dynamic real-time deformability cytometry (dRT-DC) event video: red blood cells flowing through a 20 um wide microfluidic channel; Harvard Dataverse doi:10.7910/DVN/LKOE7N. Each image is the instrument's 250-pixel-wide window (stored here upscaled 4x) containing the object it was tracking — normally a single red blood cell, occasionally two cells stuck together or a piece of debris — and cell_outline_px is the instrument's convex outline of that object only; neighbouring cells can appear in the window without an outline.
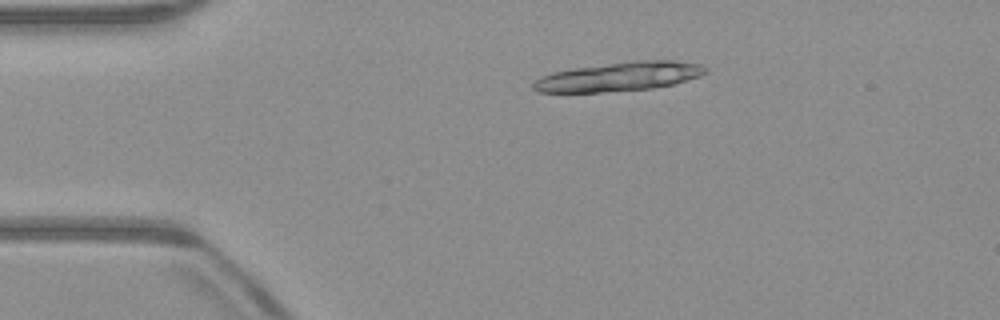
{"species": "common noctule bat (a hibernating species)", "species_latin": "Nyctalus noctula", "temperature_condition": "warm", "stored_images_in_passage": 11, "camera_frame_rate_fps": 3000, "um_per_image_px": 0.085, "animal": {"sex": "male", "body_mass_g": 23.1, "forearm_length_mm": 52.7}, "frame": {"image": 1, "passage_image": 2, "time_ms": 0.333, "image_size_px": [1000, 320], "cell_outline_px": [[708, 72], [700, 76], [672, 84], [652, 88], [600, 92], [536, 92], [532, 88], [532, 84], [536, 80], [552, 72], [572, 68], [636, 60], [672, 60], [700, 64], [708, 68]], "centroid_in_image_um": [52.63, 6.5], "position_along_channel_um": 32.4, "area_um2": 29.02}}